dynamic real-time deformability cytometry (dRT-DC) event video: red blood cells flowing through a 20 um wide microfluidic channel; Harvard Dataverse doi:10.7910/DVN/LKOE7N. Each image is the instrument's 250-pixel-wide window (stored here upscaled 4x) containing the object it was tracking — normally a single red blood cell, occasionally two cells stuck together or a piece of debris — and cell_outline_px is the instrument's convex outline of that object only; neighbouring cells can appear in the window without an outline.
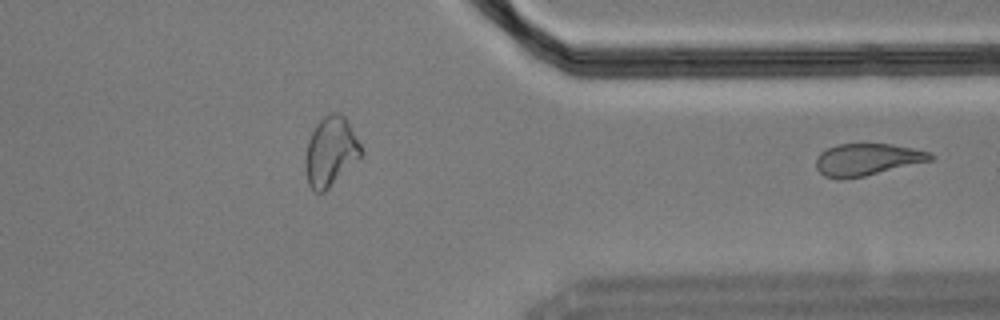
{"species": "Egyptian fruit bat (a non-hibernating species)", "species_latin": "Rousettus aegyptiacus", "temperature_condition": "cold", "stored_images_in_passage": 35, "segment_of_instrument_passage": [2, 2], "camera_frame_rate_fps": 3000, "um_per_image_px": 0.085, "animal": {"sex": "male"}, "frame": {"image": 1, "passage_image": 35, "time_ms": 11.333, "image_size_px": [1000, 320], "cell_outline_px": [[936, 156], [932, 160], [864, 176], [844, 180], [836, 180], [824, 176], [816, 168], [816, 160], [820, 152], [836, 144], [892, 144], [912, 148], [928, 152]], "centroid_in_image_um": [73.67, 13.57], "position_along_channel_um": 337.7, "area_um2": 21.39}}